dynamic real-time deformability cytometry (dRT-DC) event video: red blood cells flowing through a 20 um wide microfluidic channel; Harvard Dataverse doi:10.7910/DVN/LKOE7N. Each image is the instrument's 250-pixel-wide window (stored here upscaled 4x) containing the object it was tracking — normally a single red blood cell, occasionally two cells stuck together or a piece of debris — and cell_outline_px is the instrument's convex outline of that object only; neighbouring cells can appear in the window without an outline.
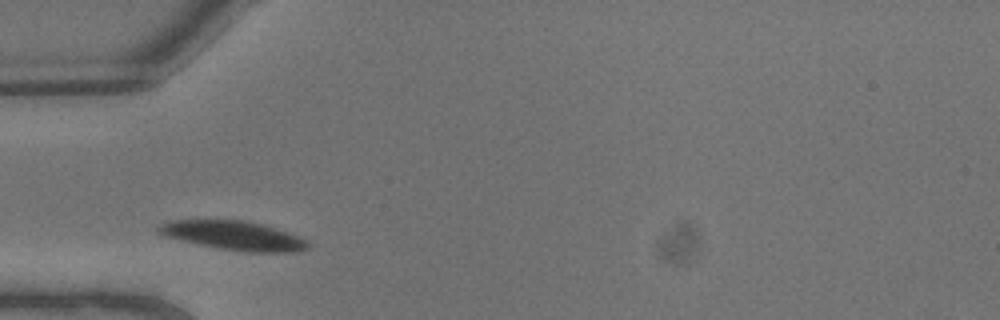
{"species": "common noctule bat (a hibernating species)", "species_latin": "Nyctalus noctula", "temperature_condition": "warm", "stored_images_in_passage": 2, "camera_frame_rate_fps": 3000, "um_per_image_px": 0.085, "animal": {"sex": "male", "body_mass_g": 13.3}, "frame": {"image": 1, "passage_image": 1, "time_ms": 0.0, "image_size_px": [1000, 320], "cell_outline_px": [[312, 244], [308, 248], [292, 252], [248, 252], [220, 248], [180, 240], [164, 236], [156, 232], [156, 228], [160, 224], [172, 220], [244, 220], [264, 224], [288, 232]], "centroid_in_image_um": [19.84, 20.01], "position_along_channel_um": 65.2, "area_um2": 25.14}}